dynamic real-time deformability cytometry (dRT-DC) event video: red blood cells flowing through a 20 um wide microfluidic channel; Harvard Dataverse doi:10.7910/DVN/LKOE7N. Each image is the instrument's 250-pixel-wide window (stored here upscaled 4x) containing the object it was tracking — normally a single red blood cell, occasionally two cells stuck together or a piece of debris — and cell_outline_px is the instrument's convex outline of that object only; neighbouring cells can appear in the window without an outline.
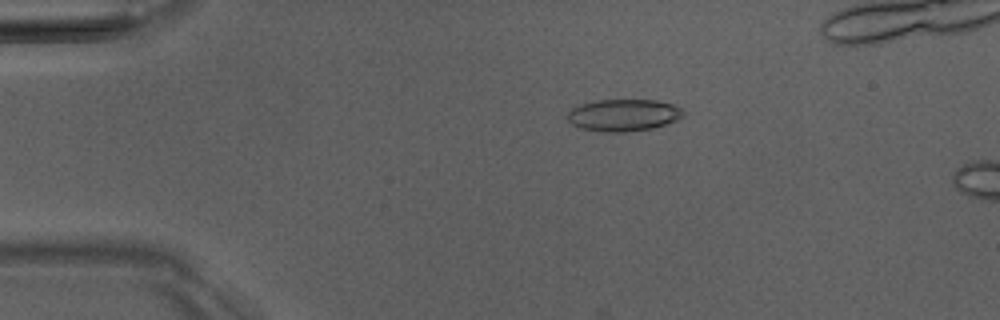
{"species": "Egyptian fruit bat (a non-hibernating species)", "species_latin": "Rousettus aegyptiacus", "temperature_condition": "room temperature", "stored_images_in_passage": 4, "camera_frame_rate_fps": 3000, "um_per_image_px": 0.085, "animal": {"sex": "male"}, "frame": {"image": 1, "passage_image": 2, "time_ms": 1.0, "image_size_px": [1000, 320], "cell_outline_px": [[684, 116], [668, 124], [652, 128], [624, 132], [604, 132], [580, 128], [572, 124], [568, 120], [568, 112], [572, 108], [580, 104], [596, 100], [656, 100], [672, 104], [680, 108], [684, 112]], "centroid_in_image_um": [53.0, 9.78], "position_along_channel_um": 32.0, "area_um2": 21.62}}